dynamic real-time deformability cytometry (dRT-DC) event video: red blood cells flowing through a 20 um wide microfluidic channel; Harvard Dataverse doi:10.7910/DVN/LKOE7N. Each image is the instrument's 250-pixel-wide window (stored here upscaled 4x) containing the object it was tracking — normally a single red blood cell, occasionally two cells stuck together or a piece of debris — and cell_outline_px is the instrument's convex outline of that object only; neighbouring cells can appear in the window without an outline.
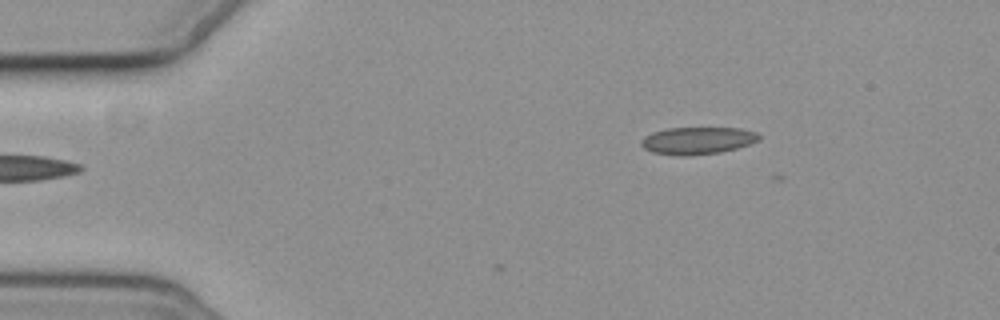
{"species": "common noctule bat (a hibernating species)", "species_latin": "Nyctalus noctula", "temperature_condition": "cold", "stored_images_in_passage": 4, "camera_frame_rate_fps": 3000, "um_per_image_px": 0.085, "animal": {"sex": "female", "body_mass_g": 19.3, "forearm_length_mm": 54.1}, "frame": {"image": 1, "passage_image": 1, "time_ms": 0.0, "image_size_px": [1000, 320], "cell_outline_px": [[760, 140], [736, 148], [720, 152], [688, 156], [676, 156], [652, 152], [644, 148], [640, 144], [640, 140], [644, 136], [652, 132], [668, 128], [740, 128], [756, 132], [760, 136]], "centroid_in_image_um": [59.25, 11.95], "position_along_channel_um": 25.7, "area_um2": 18.79}}
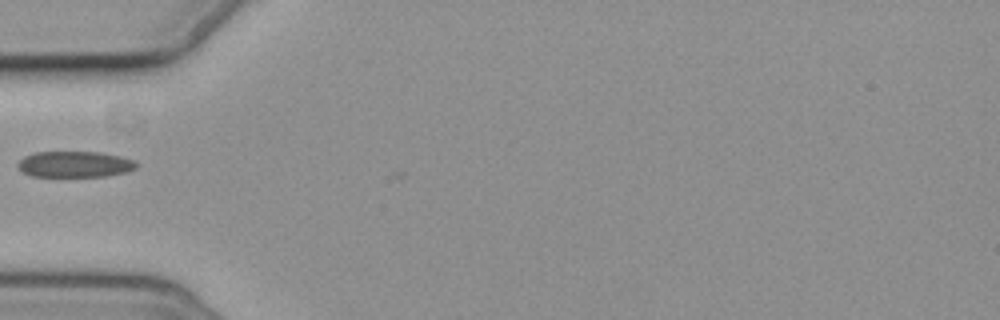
{"frame": {"image": 2, "passage_image": 4, "time_ms": 3.333, "image_size_px": [1000, 320], "cell_outline_px": [[140, 164], [136, 168], [128, 172], [108, 176], [32, 176], [24, 172], [16, 164], [24, 156], [36, 152], [100, 152], [120, 156], [136, 160]], "centroid_in_image_um": [6.43, 13.96], "position_along_channel_um": 78.6, "area_um2": 18.09}}